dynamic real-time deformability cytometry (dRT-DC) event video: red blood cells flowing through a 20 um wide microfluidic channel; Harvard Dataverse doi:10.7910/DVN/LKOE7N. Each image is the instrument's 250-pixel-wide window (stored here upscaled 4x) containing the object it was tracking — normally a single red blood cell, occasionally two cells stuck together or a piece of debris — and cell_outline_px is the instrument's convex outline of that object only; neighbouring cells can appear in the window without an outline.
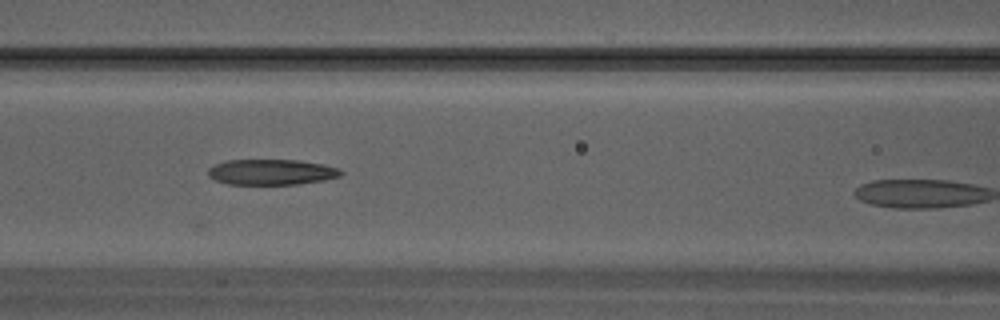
{"species": "Egyptian fruit bat (a non-hibernating species)", "species_latin": "Rousettus aegyptiacus", "temperature_condition": "warm", "stored_images_in_passage": 17, "camera_frame_rate_fps": 3000, "um_per_image_px": 0.085, "animal": {"sex": "male"}, "frame": {"image": 1, "passage_image": 13, "time_ms": 4.0, "image_size_px": [1000, 320], "cell_outline_px": [[344, 172], [340, 176], [324, 180], [296, 184], [228, 184], [216, 180], [208, 176], [208, 168], [224, 160], [300, 160], [340, 168]], "centroid_in_image_um": [23.07, 14.62], "position_along_channel_um": 143.5, "area_um2": 19.77}}